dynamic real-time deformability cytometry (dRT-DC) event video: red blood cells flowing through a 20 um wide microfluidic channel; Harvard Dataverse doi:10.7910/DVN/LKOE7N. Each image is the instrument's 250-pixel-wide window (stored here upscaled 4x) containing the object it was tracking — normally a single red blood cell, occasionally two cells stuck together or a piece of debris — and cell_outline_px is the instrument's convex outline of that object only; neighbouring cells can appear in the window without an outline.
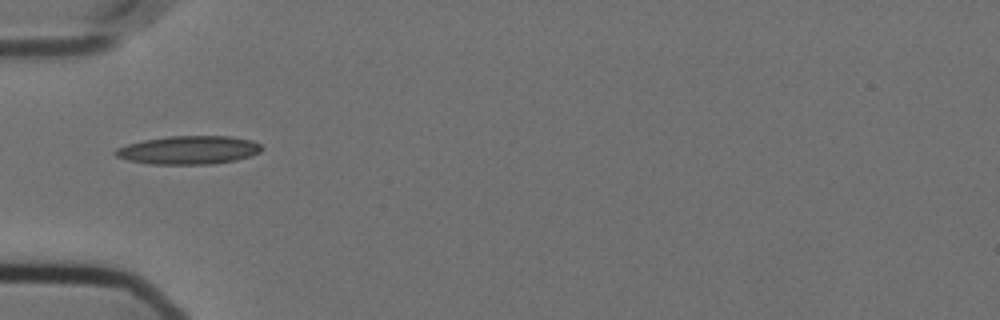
{"species": "Egyptian fruit bat (a non-hibernating species)", "species_latin": "Rousettus aegyptiacus", "temperature_condition": "cold", "stored_images_in_passage": 39, "camera_frame_rate_fps": 3000, "um_per_image_px": 0.085, "animal": {"sex": "female"}, "frame": {"image": 1, "passage_image": 1, "time_ms": 0.0, "image_size_px": [1000, 320], "cell_outline_px": [[264, 148], [260, 152], [252, 156], [236, 160], [212, 164], [148, 164], [128, 160], [116, 156], [112, 152], [116, 148], [128, 144], [144, 140], [168, 136], [232, 136], [252, 140], [260, 144]], "centroid_in_image_um": [16.06, 12.75], "position_along_channel_um": 68.9, "area_um2": 24.39}}
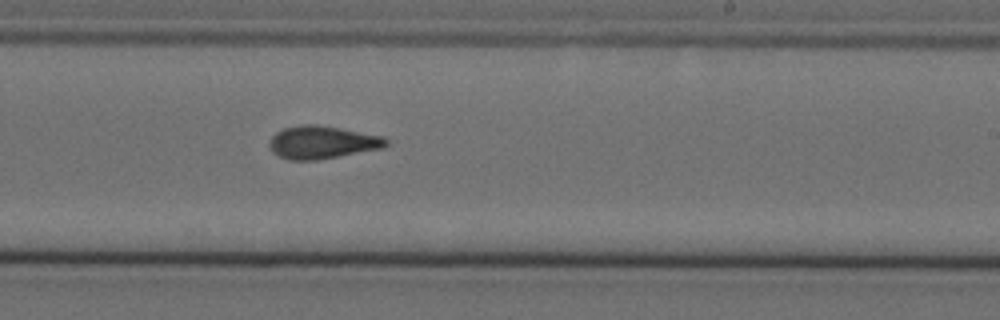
{"frame": {"image": 2, "passage_image": 17, "time_ms": 5.333, "image_size_px": [1000, 320], "cell_outline_px": [[388, 144], [384, 148], [316, 160], [288, 160], [272, 152], [268, 144], [272, 136], [276, 132], [284, 128], [304, 124], [316, 124], [340, 128], [384, 136], [388, 140]], "centroid_in_image_um": [27.39, 12.09], "position_along_channel_um": 261.6, "area_um2": 22.37}}
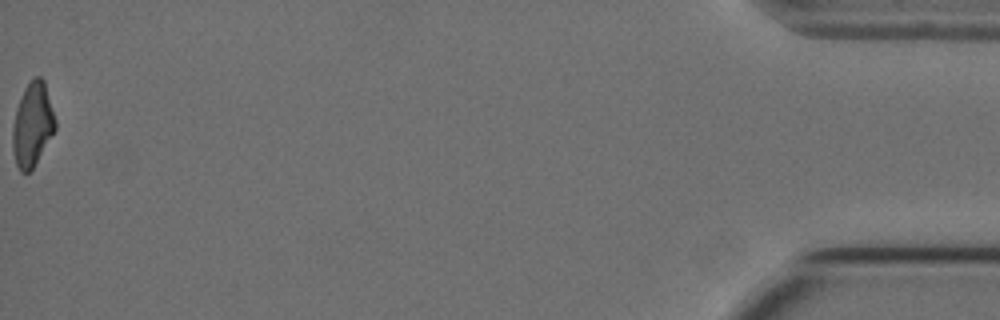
{"frame": {"image": 3, "passage_image": 39, "time_ms": 12.667, "image_size_px": [1000, 320], "cell_outline_px": [[56, 128], [32, 168], [28, 172], [20, 172], [16, 164], [12, 148], [12, 128], [16, 108], [20, 96], [24, 88], [36, 76], [40, 76], [44, 80], [56, 120]], "centroid_in_image_um": [2.74, 10.57], "position_along_channel_um": 432.5, "area_um2": 20.63}, "authors_computed_cell_mechanics": {"area_um2": 21.6172, "velocity_mm_per_s": 3.6127, "shape_relaxation_time_tau1_ms": 9.7742, "shape_relaxation_time_tau2_ms": 2.9217, "deformation_change_tau1": 0.2517, "deformation_change_tau2": 0.1158}}